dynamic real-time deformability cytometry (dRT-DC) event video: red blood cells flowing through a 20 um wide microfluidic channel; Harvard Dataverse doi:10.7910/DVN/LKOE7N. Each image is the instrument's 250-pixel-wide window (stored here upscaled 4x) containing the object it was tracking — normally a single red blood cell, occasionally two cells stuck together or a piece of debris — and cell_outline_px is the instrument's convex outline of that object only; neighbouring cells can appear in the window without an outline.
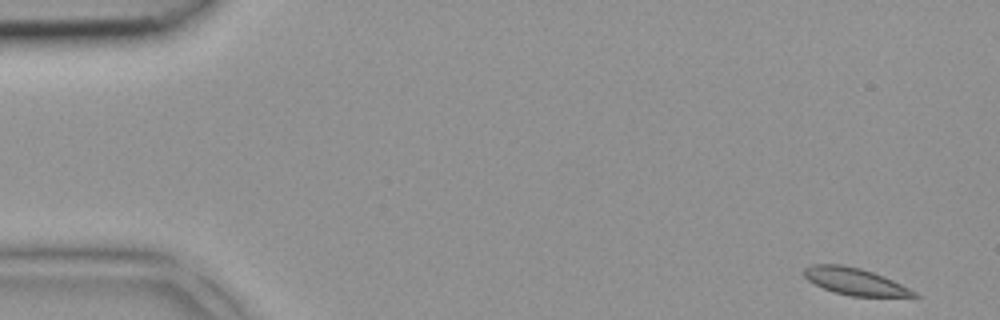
{"species": "common noctule bat (a hibernating species)", "species_latin": "Nyctalus noctula", "temperature_condition": "room temperature", "stored_images_in_passage": 4, "camera_frame_rate_fps": 3000, "um_per_image_px": 0.085, "animal": {"sex": "female", "body_mass_g": 18.4}, "frame": {"image": 1, "passage_image": 1, "time_ms": 0.0, "image_size_px": [1000, 320], "cell_outline_px": [[920, 296], [852, 296], [832, 292], [808, 280], [804, 276], [804, 268], [812, 264], [840, 264], [860, 268], [884, 276], [916, 292]], "centroid_in_image_um": [72.62, 23.91], "position_along_channel_um": 12.4, "area_um2": 16.99}}
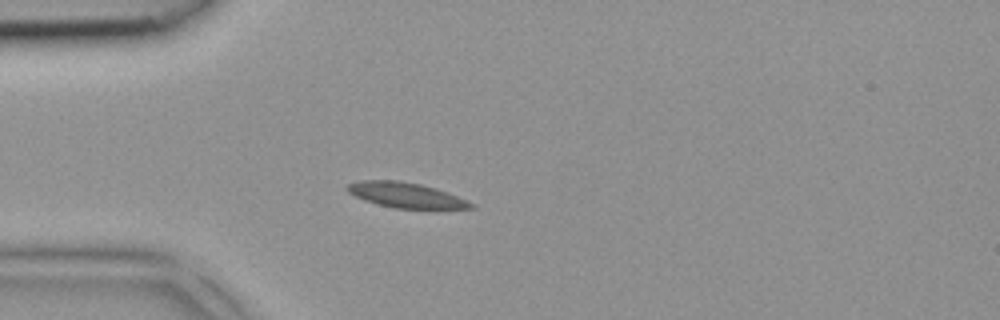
{"frame": {"image": 2, "passage_image": 4, "time_ms": 1.0, "image_size_px": [1000, 320], "cell_outline_px": [[476, 208], [392, 208], [364, 200], [348, 192], [344, 188], [348, 184], [360, 180], [400, 180], [420, 184], [436, 188], [448, 192], [476, 204]], "centroid_in_image_um": [34.49, 16.57], "position_along_channel_um": 50.5, "area_um2": 18.15}}